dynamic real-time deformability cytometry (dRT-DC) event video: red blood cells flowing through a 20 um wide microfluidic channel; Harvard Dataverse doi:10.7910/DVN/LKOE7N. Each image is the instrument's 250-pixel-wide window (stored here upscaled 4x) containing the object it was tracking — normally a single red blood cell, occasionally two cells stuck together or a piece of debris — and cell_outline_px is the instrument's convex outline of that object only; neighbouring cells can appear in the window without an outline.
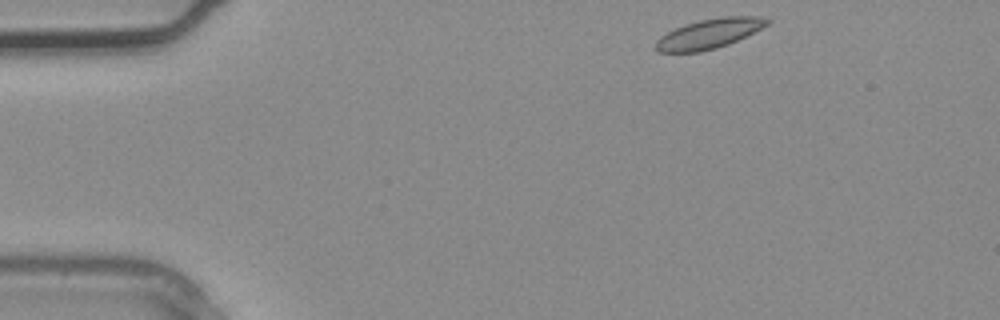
{"species": "common noctule bat (a hibernating species)", "species_latin": "Nyctalus noctula", "temperature_condition": "warm", "stored_images_in_passage": 2, "camera_frame_rate_fps": 3000, "um_per_image_px": 0.085, "animal": {"sex": "male", "body_mass_g": 20.4}, "frame": {"image": 1, "passage_image": 2, "time_ms": 0.333, "image_size_px": [1000, 320], "cell_outline_px": [[772, 20], [768, 24], [728, 44], [716, 48], [700, 52], [656, 52], [656, 40], [660, 36], [676, 28], [700, 20], [724, 16], [760, 16]], "centroid_in_image_um": [60.26, 2.86], "position_along_channel_um": 24.7, "area_um2": 18.96}}